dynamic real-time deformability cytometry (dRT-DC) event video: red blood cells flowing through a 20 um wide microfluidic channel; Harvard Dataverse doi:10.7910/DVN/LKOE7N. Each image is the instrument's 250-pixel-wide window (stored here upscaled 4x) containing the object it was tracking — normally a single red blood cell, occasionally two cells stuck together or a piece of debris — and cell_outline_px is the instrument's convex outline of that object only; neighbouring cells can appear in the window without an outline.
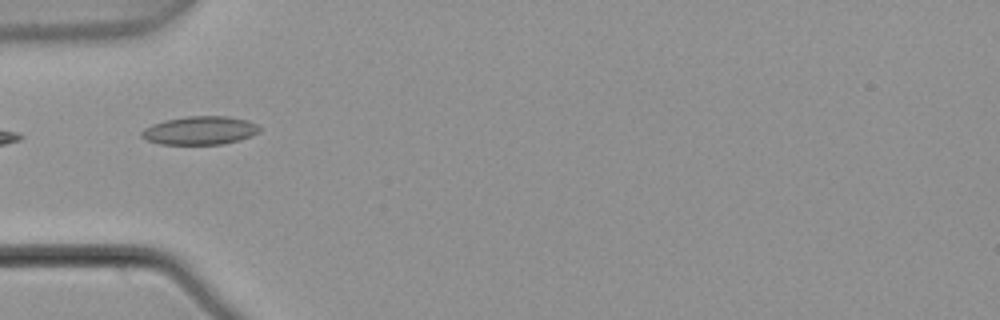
{"species": "common noctule bat (a hibernating species)", "species_latin": "Nyctalus noctula", "temperature_condition": "warm", "stored_images_in_passage": 4, "camera_frame_rate_fps": 3000, "um_per_image_px": 0.085, "animal": {"sex": "male", "body_mass_g": 21.5, "forearm_length_mm": 52.0}, "frame": {"image": 1, "passage_image": 2, "time_ms": 0.333, "image_size_px": [1000, 320], "cell_outline_px": [[260, 132], [252, 136], [240, 140], [224, 144], [160, 144], [148, 140], [140, 136], [140, 132], [144, 128], [152, 124], [164, 120], [184, 116], [228, 116], [248, 120], [256, 124], [260, 128]], "centroid_in_image_um": [17.0, 11.08], "position_along_channel_um": 68.0, "area_um2": 19.71}}
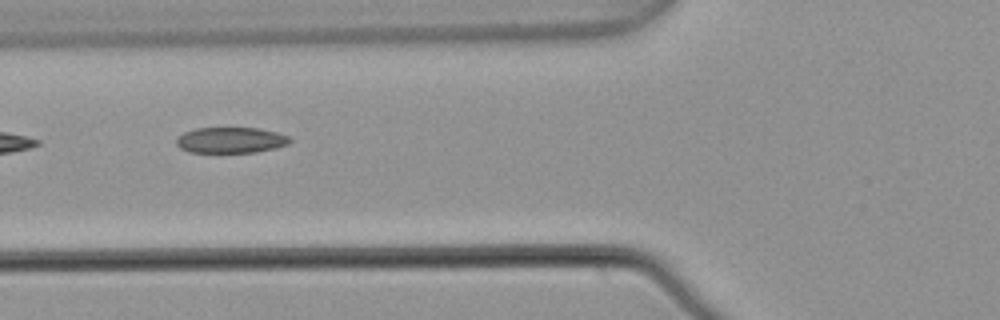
{"frame": {"image": 2, "passage_image": 3, "time_ms": 0.667, "image_size_px": [1000, 320], "cell_outline_px": [[292, 140], [288, 144], [256, 152], [188, 152], [180, 148], [176, 144], [176, 140], [184, 132], [196, 128], [260, 128], [276, 132], [288, 136]], "centroid_in_image_um": [19.6, 11.91], "position_along_channel_um": 106.2, "area_um2": 16.94}}
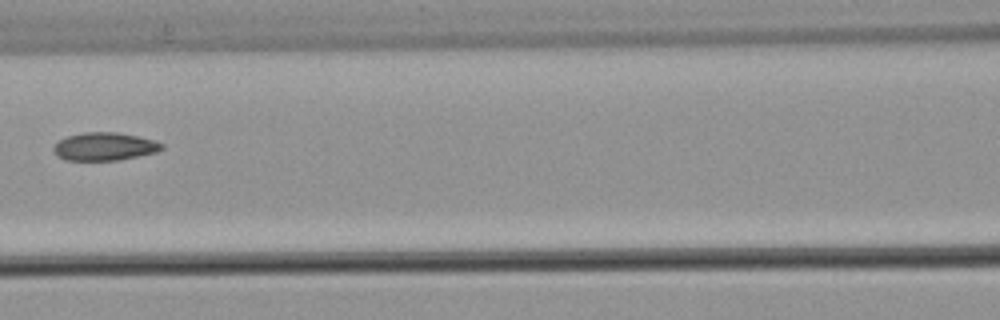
{"frame": {"image": 3, "passage_image": 4, "time_ms": 1.0, "image_size_px": [1000, 320], "cell_outline_px": [[164, 148], [156, 152], [116, 160], [64, 160], [52, 148], [60, 140], [68, 136], [84, 132], [116, 132], [136, 136], [152, 140], [164, 144]], "centroid_in_image_um": [8.89, 12.45], "position_along_channel_um": 157.7, "area_um2": 17.28}}